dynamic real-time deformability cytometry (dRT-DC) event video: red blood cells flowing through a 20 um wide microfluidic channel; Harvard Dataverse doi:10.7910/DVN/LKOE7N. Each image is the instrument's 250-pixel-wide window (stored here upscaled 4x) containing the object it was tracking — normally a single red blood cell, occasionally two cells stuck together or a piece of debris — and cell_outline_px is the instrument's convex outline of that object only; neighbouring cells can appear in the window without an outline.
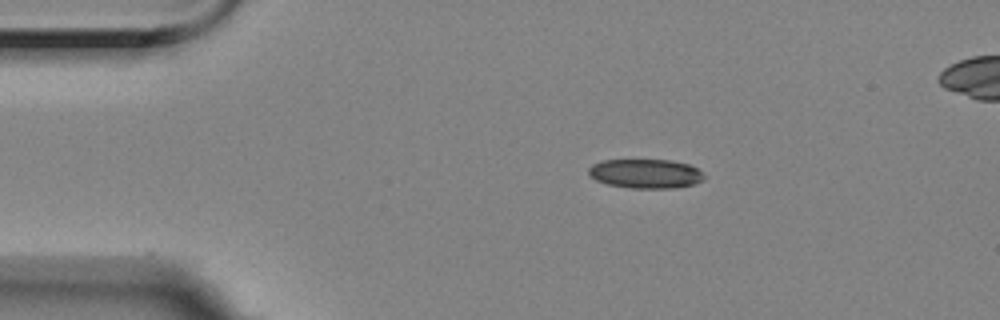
{"species": "Egyptian fruit bat (a non-hibernating species)", "species_latin": "Rousettus aegyptiacus", "temperature_condition": "room temperature", "stored_images_in_passage": 31, "camera_frame_rate_fps": 3000, "um_per_image_px": 0.085, "animal": {"sex": "female"}, "frame": {"image": 1, "passage_image": 1, "time_ms": 0.0, "image_size_px": [1000, 320], "cell_outline_px": [[704, 180], [692, 184], [676, 188], [632, 188], [608, 184], [596, 180], [588, 176], [588, 168], [592, 164], [604, 160], [672, 160], [688, 164], [696, 168], [704, 176]], "centroid_in_image_um": [54.84, 14.76], "position_along_channel_um": 30.2, "area_um2": 19.65}}
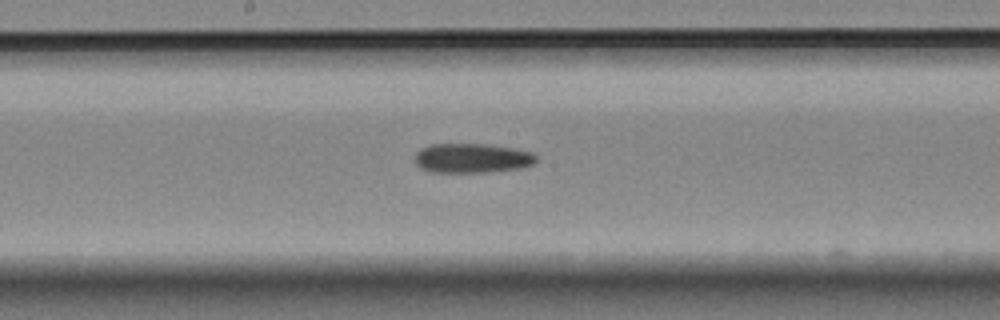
{"frame": {"image": 2, "passage_image": 20, "time_ms": 6.333, "image_size_px": [1000, 320], "cell_outline_px": [[536, 160], [532, 164], [520, 168], [484, 172], [432, 172], [420, 168], [416, 164], [416, 152], [420, 148], [432, 144], [484, 144], [512, 148], [532, 152], [536, 156]], "centroid_in_image_um": [40.09, 13.44], "position_along_channel_um": 208.1, "area_um2": 20.69}}
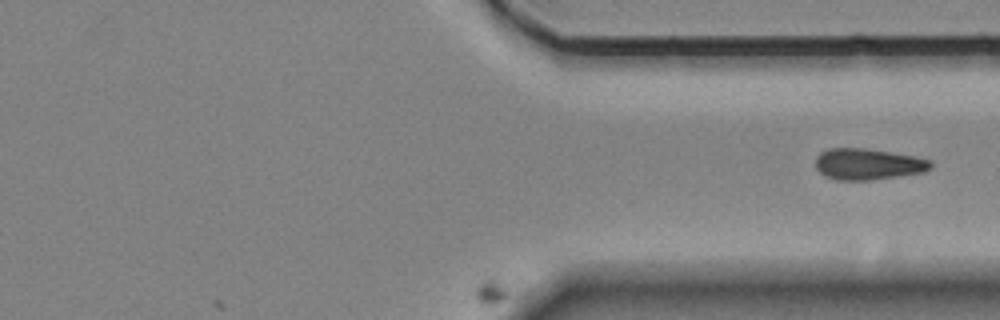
{"frame": {"image": 3, "passage_image": 31, "time_ms": 10.0, "image_size_px": [1000, 320], "cell_outline_px": [[932, 168], [924, 172], [900, 176], [868, 180], [836, 180], [824, 176], [816, 168], [816, 156], [820, 152], [828, 148], [864, 148], [912, 156], [928, 160], [932, 164]], "centroid_in_image_um": [73.73, 13.96], "position_along_channel_um": 337.7, "area_um2": 20.87}}